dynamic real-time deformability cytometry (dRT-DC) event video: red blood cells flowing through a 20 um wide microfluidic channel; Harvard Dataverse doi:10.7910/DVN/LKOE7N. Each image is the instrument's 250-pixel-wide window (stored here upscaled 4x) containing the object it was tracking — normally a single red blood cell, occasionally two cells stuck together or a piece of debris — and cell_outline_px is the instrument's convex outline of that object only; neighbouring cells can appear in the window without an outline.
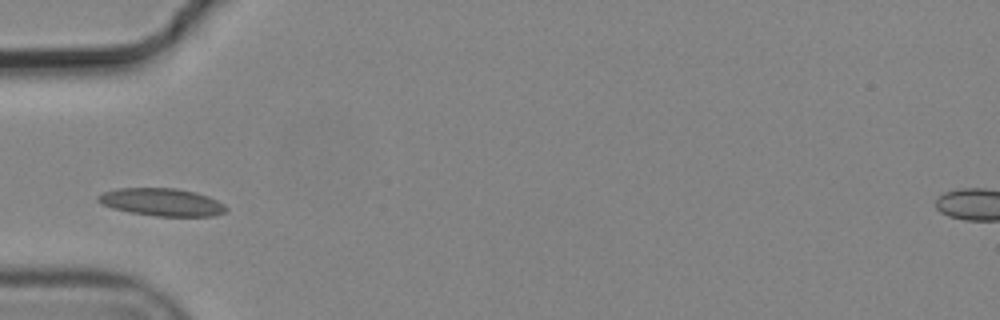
{"species": "common noctule bat (a hibernating species)", "species_latin": "Nyctalus noctula", "temperature_condition": "cold", "stored_images_in_passage": 2, "camera_frame_rate_fps": 3000, "um_per_image_px": 0.085, "animal": {"sex": "male", "body_mass_g": 19.2, "forearm_length_mm": 51.8}, "frame": {"image": 1, "passage_image": 2, "time_ms": 0.333, "image_size_px": [1000, 320], "cell_outline_px": [[228, 208], [224, 212], [212, 216], [156, 216], [128, 212], [112, 208], [100, 204], [96, 200], [96, 196], [104, 192], [116, 188], [176, 188], [196, 192], [208, 196], [224, 204]], "centroid_in_image_um": [13.71, 17.18], "position_along_channel_um": 71.3, "area_um2": 20.75}}